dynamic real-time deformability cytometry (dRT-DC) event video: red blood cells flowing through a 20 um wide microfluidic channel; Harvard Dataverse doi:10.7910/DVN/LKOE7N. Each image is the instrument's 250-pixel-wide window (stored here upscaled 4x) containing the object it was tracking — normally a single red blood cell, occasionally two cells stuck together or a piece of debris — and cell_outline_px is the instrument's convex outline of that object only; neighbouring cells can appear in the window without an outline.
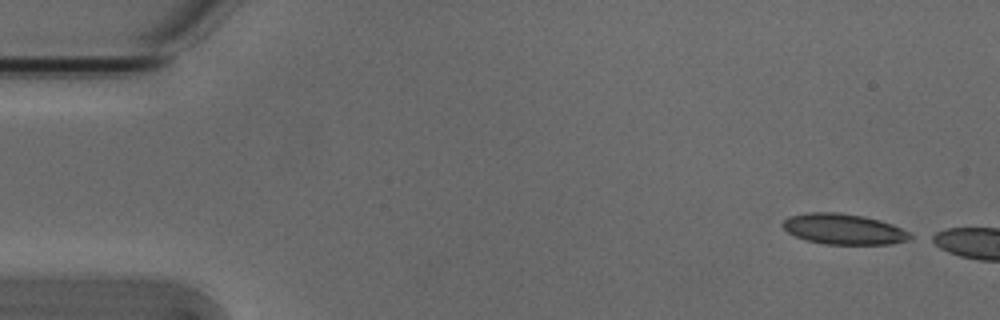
{"species": "Egyptian fruit bat (a non-hibernating species)", "species_latin": "Rousettus aegyptiacus", "temperature_condition": "cold", "stored_images_in_passage": 4, "camera_frame_rate_fps": 3000, "um_per_image_px": 0.085, "animal": {"sex": "male"}, "frame": {"image": 1, "passage_image": 1, "time_ms": 0.0, "image_size_px": [1000, 320], "cell_outline_px": [[916, 236], [908, 240], [892, 244], [824, 244], [808, 240], [796, 236], [788, 232], [780, 224], [788, 216], [808, 212], [840, 212], [864, 216], [880, 220], [892, 224]], "centroid_in_image_um": [71.72, 19.46], "position_along_channel_um": 13.3, "area_um2": 22.83}}